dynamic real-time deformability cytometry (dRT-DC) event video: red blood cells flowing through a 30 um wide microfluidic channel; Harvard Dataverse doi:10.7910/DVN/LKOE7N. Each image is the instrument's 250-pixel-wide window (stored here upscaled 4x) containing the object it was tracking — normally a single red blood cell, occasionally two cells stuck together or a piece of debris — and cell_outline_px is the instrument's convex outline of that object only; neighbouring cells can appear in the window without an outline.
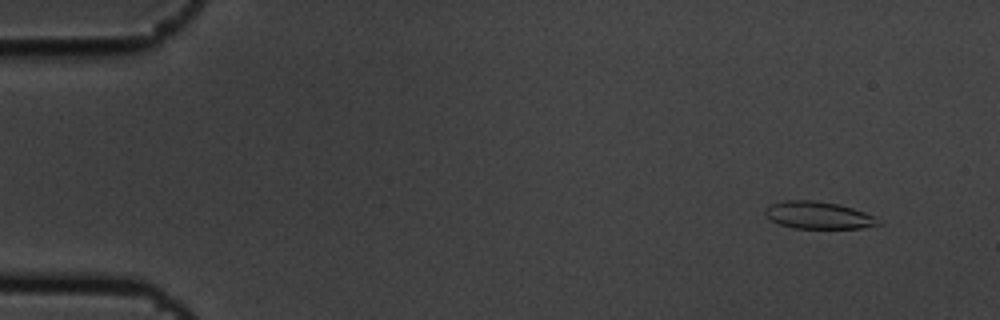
{"species": "common noctule bat (a hibernating species)", "species_latin": "Nyctalus noctula", "temperature_condition": "cold", "stored_images_in_passage": 6, "camera_frame_rate_fps": 3000, "um_per_image_px": 0.085, "animal": {"sex": "male", "body_mass_g": 19.5, "forearm_length_mm": 54.6}, "frame": {"image": 1, "passage_image": 1, "time_ms": 0.0, "image_size_px": [1000, 320], "cell_outline_px": [[884, 224], [860, 228], [796, 228], [780, 224], [772, 220], [764, 212], [772, 204], [784, 200], [812, 200], [836, 204], [852, 208], [864, 212], [880, 220]], "centroid_in_image_um": [69.6, 18.3], "position_along_channel_um": 15.4, "area_um2": 17.63}}
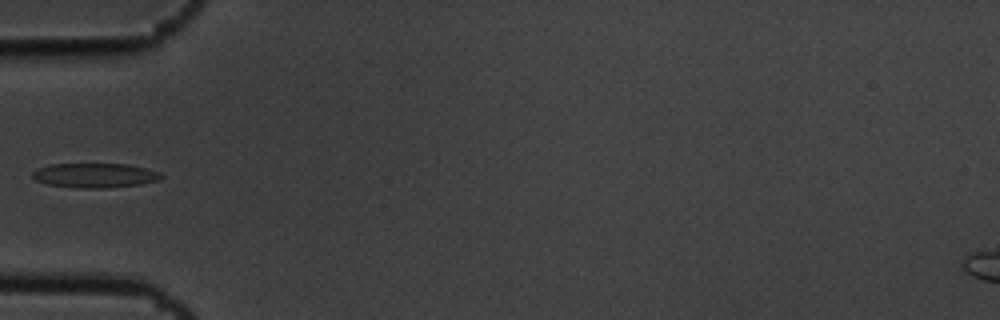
{"frame": {"image": 2, "passage_image": 5, "time_ms": 1.333, "image_size_px": [1000, 320], "cell_outline_px": [[164, 176], [160, 180], [140, 184], [104, 188], [76, 188], [48, 184], [36, 180], [32, 176], [32, 172], [36, 168], [52, 164], [128, 164], [160, 172]], "centroid_in_image_um": [8.06, 14.91], "position_along_channel_um": 76.9, "area_um2": 18.38}}
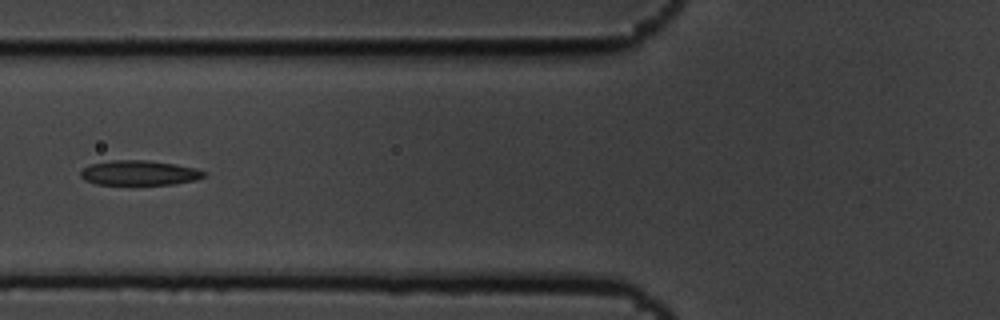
{"frame": {"image": 3, "passage_image": 6, "time_ms": 1.667, "image_size_px": [1000, 320], "cell_outline_px": [[208, 172], [204, 176], [196, 180], [172, 184], [96, 184], [84, 180], [80, 176], [80, 172], [88, 164], [112, 160], [148, 160], [176, 164], [196, 168]], "centroid_in_image_um": [11.84, 14.68], "position_along_channel_um": 114.0, "area_um2": 17.92}}